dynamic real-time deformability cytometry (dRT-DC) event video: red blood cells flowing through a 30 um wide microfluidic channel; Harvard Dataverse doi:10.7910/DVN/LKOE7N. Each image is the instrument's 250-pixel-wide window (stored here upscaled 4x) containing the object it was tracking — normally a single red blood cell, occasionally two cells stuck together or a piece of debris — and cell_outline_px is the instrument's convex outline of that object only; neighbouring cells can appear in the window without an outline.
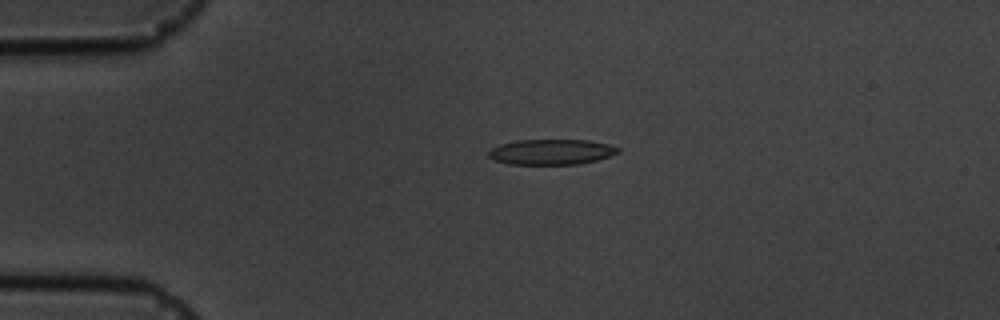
{"species": "common noctule bat (a hibernating species)", "species_latin": "Nyctalus noctula", "temperature_condition": "cold", "stored_images_in_passage": 2, "camera_frame_rate_fps": 3000, "um_per_image_px": 0.085, "animal": {"sex": "male", "body_mass_g": 19.5, "forearm_length_mm": 54.6}, "frame": {"image": 1, "passage_image": 1, "time_ms": 0.0, "image_size_px": [1000, 320], "cell_outline_px": [[620, 152], [596, 160], [580, 164], [508, 164], [496, 160], [488, 156], [488, 152], [492, 148], [500, 144], [516, 140], [588, 140], [608, 144], [620, 148]], "centroid_in_image_um": [46.87, 12.91], "position_along_channel_um": 38.1, "area_um2": 19.07}}